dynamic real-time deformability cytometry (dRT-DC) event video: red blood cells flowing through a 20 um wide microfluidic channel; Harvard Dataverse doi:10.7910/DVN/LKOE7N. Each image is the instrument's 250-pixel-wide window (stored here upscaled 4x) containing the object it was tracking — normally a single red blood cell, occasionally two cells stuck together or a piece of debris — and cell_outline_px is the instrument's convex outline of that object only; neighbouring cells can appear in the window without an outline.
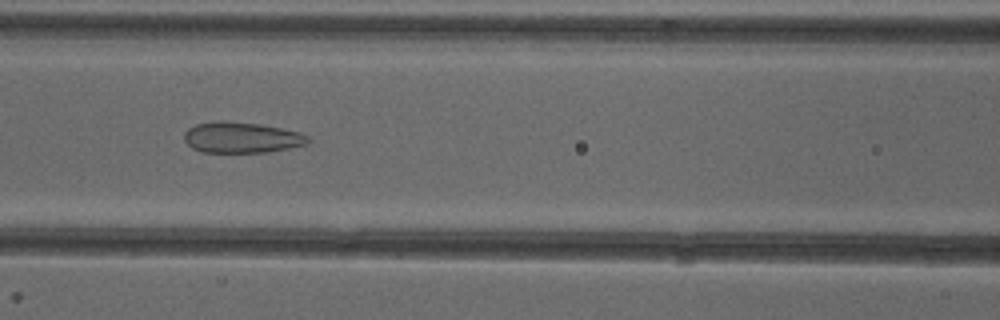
{"species": "common noctule bat (a hibernating species)", "species_latin": "Nyctalus noctula", "temperature_condition": "cold", "stored_images_in_passage": 51, "camera_frame_rate_fps": 3000, "um_per_image_px": 0.085, "animal": {"sex": "female"}, "frame": {"image": 1, "passage_image": 22, "time_ms": 7.0, "image_size_px": [1000, 320], "cell_outline_px": [[312, 140], [308, 144], [288, 148], [264, 152], [200, 152], [192, 148], [184, 140], [184, 132], [188, 128], [196, 124], [220, 120], [260, 124], [300, 132], [308, 136]], "centroid_in_image_um": [20.53, 11.68], "position_along_channel_um": 146.1, "area_um2": 22.31}}
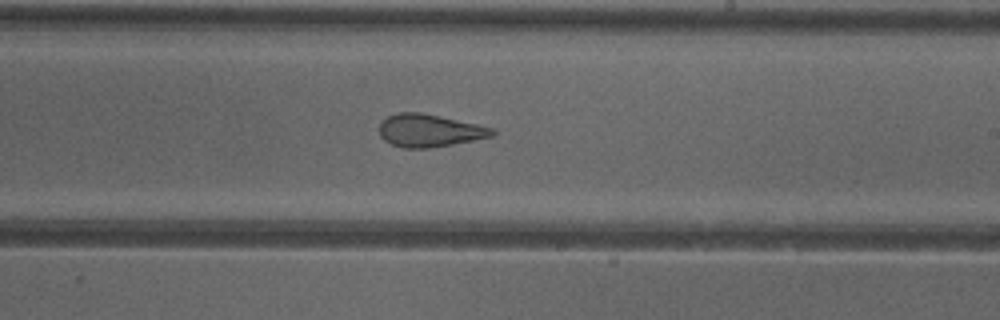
{"frame": {"image": 2, "passage_image": 30, "time_ms": 9.667, "image_size_px": [1000, 320], "cell_outline_px": [[496, 132], [492, 136], [452, 144], [428, 148], [404, 148], [392, 144], [384, 140], [380, 136], [380, 120], [396, 112], [420, 112], [440, 116], [476, 124], [492, 128]], "centroid_in_image_um": [36.45, 11.09], "position_along_channel_um": 252.6, "area_um2": 21.33}}
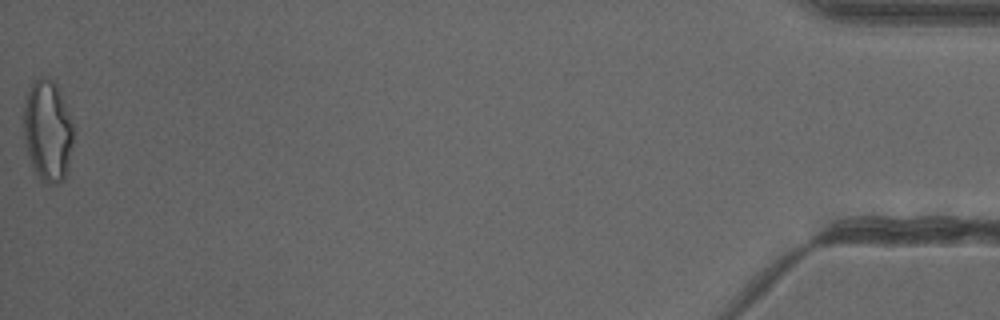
{"frame": {"image": 3, "passage_image": 51, "time_ms": 16.667, "image_size_px": [1000, 320], "cell_outline_px": [[72, 144], [68, 164], [64, 180], [60, 184], [48, 184], [40, 180], [36, 176], [32, 168], [24, 144], [20, 116], [28, 92], [32, 84], [40, 76], [44, 76], [52, 80], [60, 88], [72, 124]], "centroid_in_image_um": [3.99, 11.13], "position_along_channel_um": 431.2, "area_um2": 30.11}, "authors_computed_cell_mechanics": {"area_um2": 24.854, "velocity_mm_per_s": 3.9969, "shape_relaxation_time_tau1_ms": null, "shape_relaxation_time_tau2_ms": 1.8045, "deformation_change_tau1": null, "deformation_change_tau2": 0.1068}}